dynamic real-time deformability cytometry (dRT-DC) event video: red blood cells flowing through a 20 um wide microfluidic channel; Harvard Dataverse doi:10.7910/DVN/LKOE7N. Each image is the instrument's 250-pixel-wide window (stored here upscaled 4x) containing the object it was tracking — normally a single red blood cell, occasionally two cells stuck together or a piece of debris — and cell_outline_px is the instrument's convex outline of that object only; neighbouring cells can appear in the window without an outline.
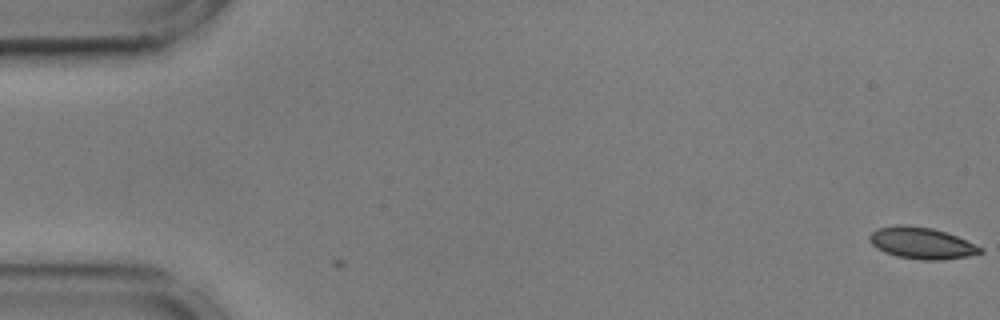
{"species": "common noctule bat (a hibernating species)", "species_latin": "Nyctalus noctula", "temperature_condition": "cold", "stored_images_in_passage": 3, "camera_frame_rate_fps": 3000, "um_per_image_px": 0.085, "animal": {"sex": "male", "body_mass_g": 17.9, "forearm_length_mm": 54.2}, "frame": {"image": 1, "passage_image": 3, "time_ms": 0.667, "image_size_px": [1000, 320], "cell_outline_px": [[984, 252], [968, 256], [940, 260], [920, 260], [896, 256], [884, 252], [876, 248], [868, 240], [868, 236], [876, 228], [896, 224], [908, 224], [932, 228], [956, 236], [984, 248]], "centroid_in_image_um": [78.3, 20.65], "position_along_channel_um": 6.7, "area_um2": 20.58}}